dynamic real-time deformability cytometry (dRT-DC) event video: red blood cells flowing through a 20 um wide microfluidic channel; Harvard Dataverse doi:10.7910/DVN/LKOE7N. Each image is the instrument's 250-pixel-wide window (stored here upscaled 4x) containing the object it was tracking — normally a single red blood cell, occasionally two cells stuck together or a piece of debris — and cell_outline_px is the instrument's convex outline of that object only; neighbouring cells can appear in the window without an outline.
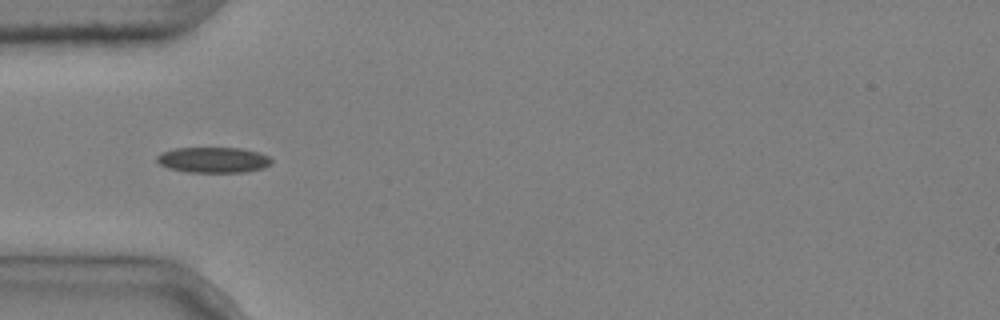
{"species": "common noctule bat (a hibernating species)", "species_latin": "Nyctalus noctula", "temperature_condition": "cold", "stored_images_in_passage": 8, "camera_frame_rate_fps": 3000, "um_per_image_px": 0.085, "animal": {"sex": "male", "body_mass_g": 20.4}, "frame": {"image": 1, "passage_image": 5, "time_ms": 1.333, "image_size_px": [1000, 320], "cell_outline_px": [[272, 164], [264, 168], [244, 172], [188, 172], [168, 168], [160, 164], [156, 160], [156, 156], [160, 152], [176, 148], [240, 148], [256, 152], [268, 156], [272, 160]], "centroid_in_image_um": [18.11, 13.59], "position_along_channel_um": 66.9, "area_um2": 17.11}}